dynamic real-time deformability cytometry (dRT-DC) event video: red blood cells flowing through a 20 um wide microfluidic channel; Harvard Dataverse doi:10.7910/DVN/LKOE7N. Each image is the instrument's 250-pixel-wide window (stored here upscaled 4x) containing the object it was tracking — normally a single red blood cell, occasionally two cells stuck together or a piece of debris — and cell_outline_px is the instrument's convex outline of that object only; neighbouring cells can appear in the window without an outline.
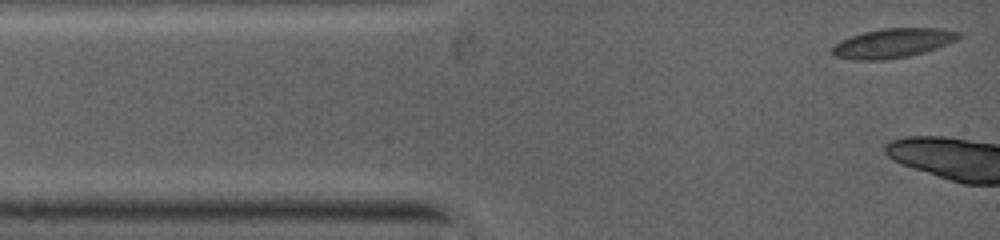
{"species": "common noctule bat (a hibernating species)", "species_latin": "Nyctalus noctula", "temperature_condition": "warm", "stored_images_in_passage": 3, "camera_frame_rate_fps": 5000, "um_per_image_px": 0.085, "animal": {"sex": "female", "body_mass_g": 19.0, "forearm_length_mm": 53.3}, "frame": {"image": 1, "passage_image": 1, "time_ms": 0.0, "image_size_px": [1000, 240], "cell_outline_px": [[960, 36], [956, 40], [936, 48], [924, 52], [908, 56], [880, 60], [856, 60], [836, 56], [832, 52], [832, 48], [836, 44], [852, 36], [864, 32], [884, 28], [940, 28], [960, 32]], "centroid_in_image_um": [75.92, 3.66], "position_along_channel_um": 9.1, "area_um2": 21.21}}